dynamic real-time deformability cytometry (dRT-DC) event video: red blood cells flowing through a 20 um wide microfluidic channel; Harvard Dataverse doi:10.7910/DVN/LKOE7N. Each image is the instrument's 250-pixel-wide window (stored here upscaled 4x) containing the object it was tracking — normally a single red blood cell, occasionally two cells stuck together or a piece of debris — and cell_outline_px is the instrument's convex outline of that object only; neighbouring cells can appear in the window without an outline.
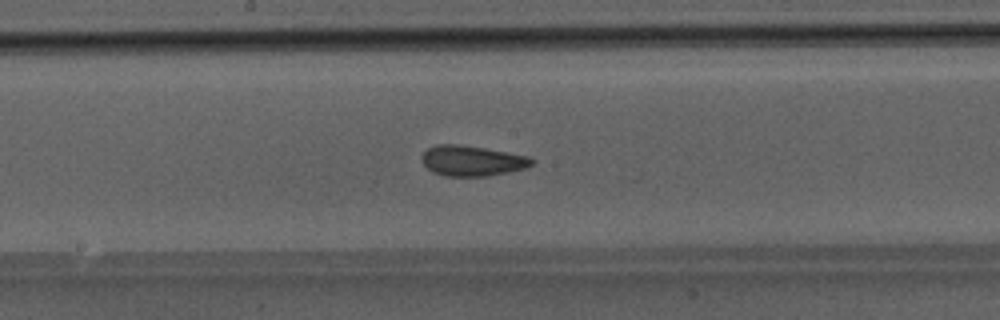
{"species": "Egyptian fruit bat (a non-hibernating species)", "species_latin": "Rousettus aegyptiacus", "temperature_condition": "room temperature", "stored_images_in_passage": 43, "camera_frame_rate_fps": 3000, "um_per_image_px": 0.085, "animal": {"sex": "male"}, "frame": {"image": 1, "passage_image": 19, "time_ms": 6.0, "image_size_px": [1000, 320], "cell_outline_px": [[532, 164], [524, 168], [508, 172], [484, 176], [444, 176], [432, 172], [420, 160], [420, 156], [428, 148], [436, 144], [460, 144], [484, 148], [528, 156], [532, 160]], "centroid_in_image_um": [40.05, 13.66], "position_along_channel_um": 208.2, "area_um2": 19.36}}